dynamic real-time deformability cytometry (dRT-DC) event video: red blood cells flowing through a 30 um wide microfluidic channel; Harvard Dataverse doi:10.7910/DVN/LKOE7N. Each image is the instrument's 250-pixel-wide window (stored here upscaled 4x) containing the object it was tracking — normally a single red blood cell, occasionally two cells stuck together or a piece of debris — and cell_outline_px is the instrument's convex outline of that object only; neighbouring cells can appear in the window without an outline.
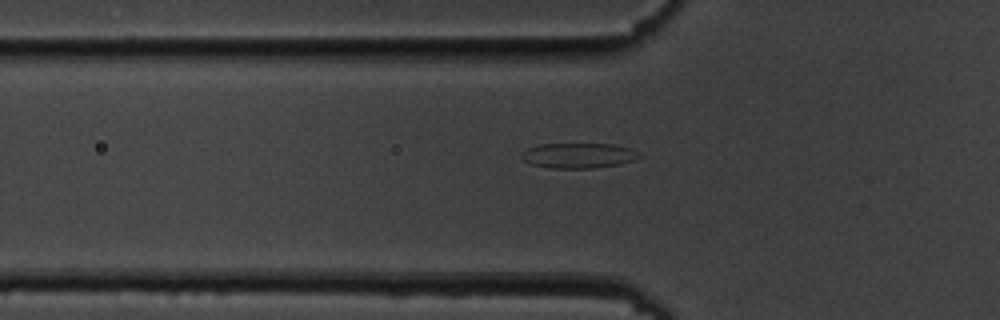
{"species": "common noctule bat (a hibernating species)", "species_latin": "Nyctalus noctula", "temperature_condition": "cold", "stored_images_in_passage": 41, "camera_frame_rate_fps": 3000, "um_per_image_px": 0.085, "animal": {"sex": "male", "body_mass_g": 19.5, "forearm_length_mm": 54.6}, "frame": {"image": 1, "passage_image": 10, "time_ms": 3.0, "image_size_px": [1000, 320], "cell_outline_px": [[644, 156], [636, 160], [620, 164], [592, 168], [552, 168], [532, 164], [524, 160], [520, 156], [520, 152], [528, 148], [540, 144], [612, 144], [632, 148], [640, 152]], "centroid_in_image_um": [49.23, 13.21], "position_along_channel_um": 76.6, "area_um2": 17.46}}
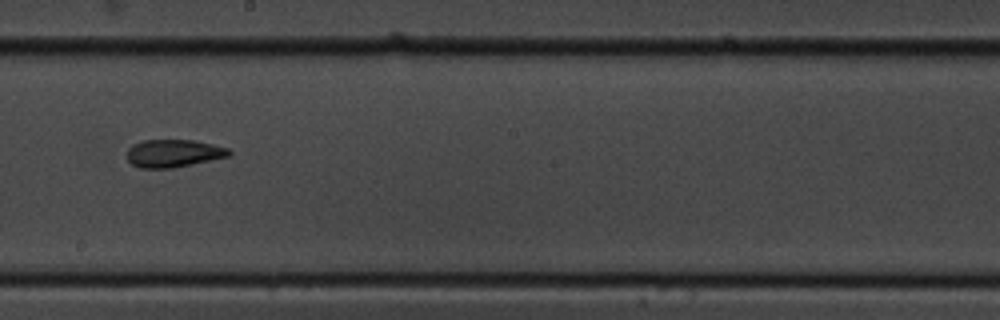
{"frame": {"image": 2, "passage_image": 23, "time_ms": 7.333, "image_size_px": [1000, 320], "cell_outline_px": [[232, 152], [228, 156], [192, 164], [172, 168], [140, 168], [132, 164], [128, 160], [128, 148], [132, 144], [144, 140], [192, 140], [212, 144], [228, 148]], "centroid_in_image_um": [14.73, 13.03], "position_along_channel_um": 233.5, "area_um2": 16.36}}
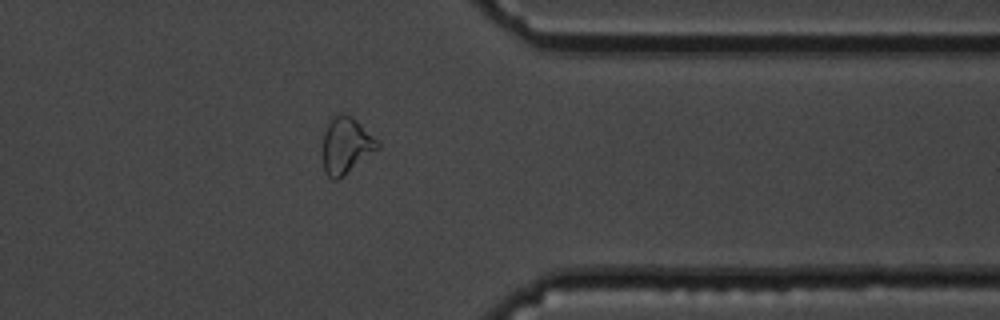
{"frame": {"image": 3, "passage_image": 36, "time_ms": 11.667, "image_size_px": [1000, 320], "cell_outline_px": [[380, 148], [336, 180], [332, 180], [324, 172], [324, 132], [328, 124], [340, 112], [344, 112], [352, 116], [380, 140]], "centroid_in_image_um": [29.46, 12.34], "position_along_channel_um": 381.9, "area_um2": 17.86}}